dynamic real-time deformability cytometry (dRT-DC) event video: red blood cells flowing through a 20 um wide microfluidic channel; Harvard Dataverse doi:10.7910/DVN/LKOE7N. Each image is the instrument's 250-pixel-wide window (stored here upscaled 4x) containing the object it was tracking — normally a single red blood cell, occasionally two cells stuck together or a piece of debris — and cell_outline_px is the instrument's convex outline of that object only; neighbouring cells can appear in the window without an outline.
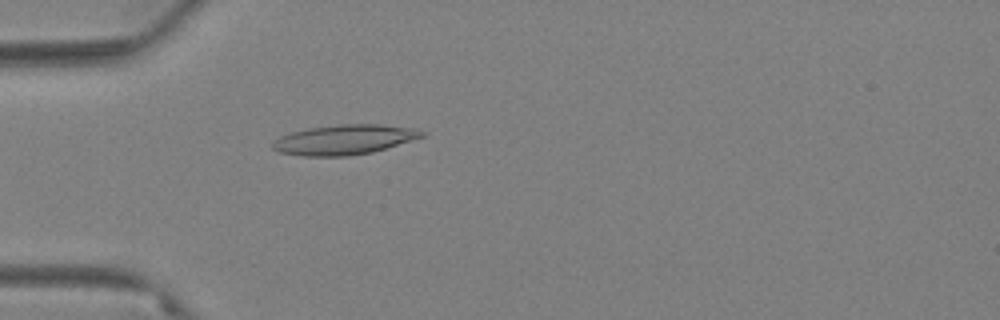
{"species": "Egyptian fruit bat (a non-hibernating species)", "species_latin": "Rousettus aegyptiacus", "temperature_condition": "warm", "stored_images_in_passage": 62, "camera_frame_rate_fps": 3000, "um_per_image_px": 0.085, "animal": {"sex": "female"}, "frame": {"image": 1, "passage_image": 19, "time_ms": 6.0, "image_size_px": [1000, 320], "cell_outline_px": [[428, 132], [424, 136], [372, 152], [348, 156], [304, 156], [280, 152], [272, 148], [272, 140], [280, 136], [292, 132], [308, 128], [340, 124], [380, 124], [416, 128]], "centroid_in_image_um": [29.26, 11.86], "position_along_channel_um": 55.7, "area_um2": 26.01}}
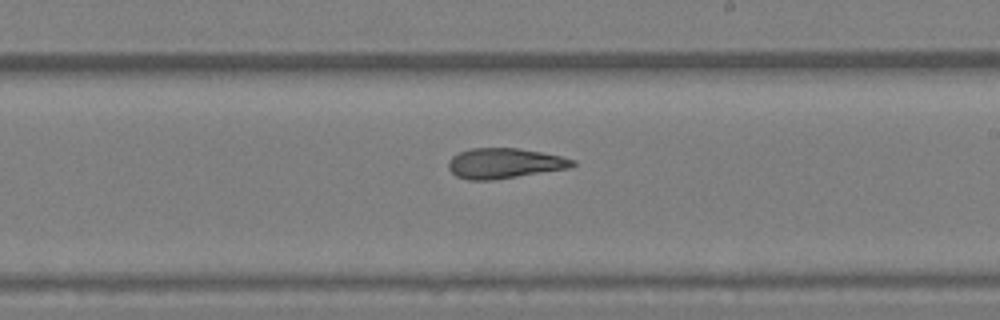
{"frame": {"image": 2, "passage_image": 37, "time_ms": 12.0, "image_size_px": [1000, 320], "cell_outline_px": [[576, 164], [568, 168], [492, 180], [468, 180], [456, 176], [448, 168], [448, 160], [452, 156], [460, 152], [472, 148], [516, 148], [540, 152], [560, 156], [576, 160]], "centroid_in_image_um": [42.84, 13.88], "position_along_channel_um": 246.2, "area_um2": 21.68}}
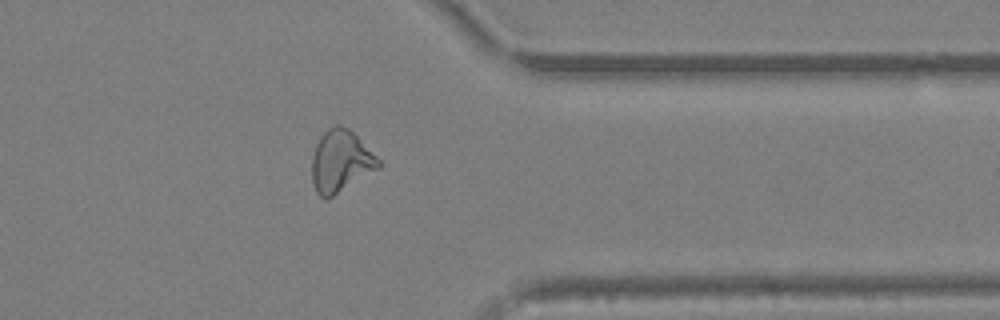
{"frame": {"image": 3, "passage_image": 50, "time_ms": 16.333, "image_size_px": [1000, 320], "cell_outline_px": [[380, 168], [332, 196], [320, 196], [316, 192], [312, 180], [312, 156], [316, 144], [320, 136], [328, 128], [336, 124], [340, 124], [348, 128], [380, 160]], "centroid_in_image_um": [28.94, 13.68], "position_along_channel_um": 382.5, "area_um2": 23.64}, "authors_computed_cell_mechanics": {"area_um2": 23.6691, "velocity_mm_per_s": 3.3274, "shape_relaxation_time_tau1_ms": null, "shape_relaxation_time_tau2_ms": 2.9791, "deformation_change_tau1": null, "deformation_change_tau2": 0.1197}}